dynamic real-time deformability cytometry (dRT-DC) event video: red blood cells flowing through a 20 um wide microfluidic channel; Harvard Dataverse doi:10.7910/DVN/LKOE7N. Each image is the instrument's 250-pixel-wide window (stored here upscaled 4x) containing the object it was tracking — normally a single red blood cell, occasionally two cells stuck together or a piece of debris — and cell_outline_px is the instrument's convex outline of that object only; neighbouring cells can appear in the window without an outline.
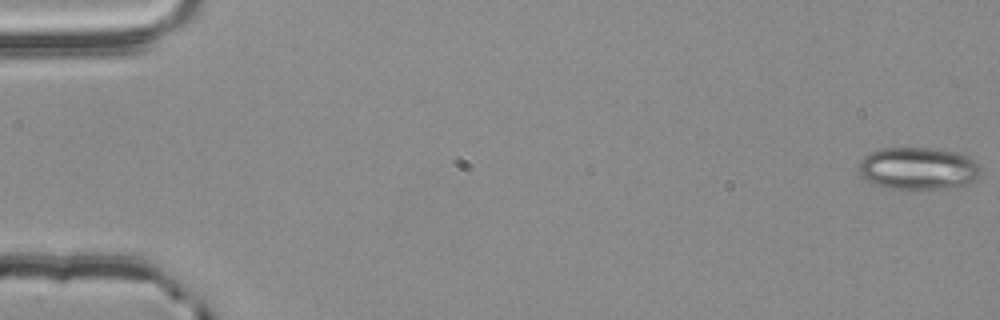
{"species": "common noctule bat (a hibernating species)", "species_latin": "Nyctalus noctula", "temperature_condition": "room temperature", "stored_images_in_passage": 11, "camera_frame_rate_fps": 3000, "um_per_image_px": 0.085, "animal": {"sex": "male", "body_mass_g": 20.4}, "frame": {"image": 1, "passage_image": 1, "time_ms": 0.0, "image_size_px": [1000, 320], "cell_outline_px": [[980, 172], [976, 180], [968, 184], [944, 188], [888, 188], [872, 184], [860, 172], [860, 160], [864, 156], [880, 148], [928, 148], [956, 152], [968, 156], [976, 160], [980, 164]], "centroid_in_image_um": [78.08, 14.3], "position_along_channel_um": 6.9, "area_um2": 29.88}}